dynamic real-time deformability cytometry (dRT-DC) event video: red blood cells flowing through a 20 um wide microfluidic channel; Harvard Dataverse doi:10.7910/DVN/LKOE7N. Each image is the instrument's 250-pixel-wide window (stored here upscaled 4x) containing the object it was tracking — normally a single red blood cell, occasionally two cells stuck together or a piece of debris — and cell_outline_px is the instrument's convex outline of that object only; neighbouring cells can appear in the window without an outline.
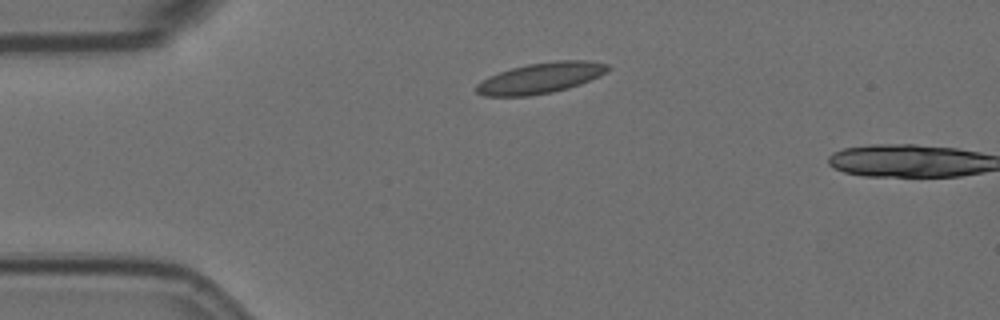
{"species": "Egyptian fruit bat (a non-hibernating species)", "species_latin": "Rousettus aegyptiacus", "temperature_condition": "room temperature", "stored_images_in_passage": 2, "camera_frame_rate_fps": 3000, "um_per_image_px": 0.085, "animal": {"sex": "female"}, "frame": {"image": 1, "passage_image": 1, "time_ms": 0.0, "image_size_px": [1000, 320], "cell_outline_px": [[608, 72], [600, 76], [580, 84], [568, 88], [552, 92], [528, 96], [484, 96], [476, 92], [476, 84], [488, 76], [512, 68], [528, 64], [556, 60], [588, 60], [608, 64]], "centroid_in_image_um": [45.96, 6.63], "position_along_channel_um": 39.0, "area_um2": 23.52}}